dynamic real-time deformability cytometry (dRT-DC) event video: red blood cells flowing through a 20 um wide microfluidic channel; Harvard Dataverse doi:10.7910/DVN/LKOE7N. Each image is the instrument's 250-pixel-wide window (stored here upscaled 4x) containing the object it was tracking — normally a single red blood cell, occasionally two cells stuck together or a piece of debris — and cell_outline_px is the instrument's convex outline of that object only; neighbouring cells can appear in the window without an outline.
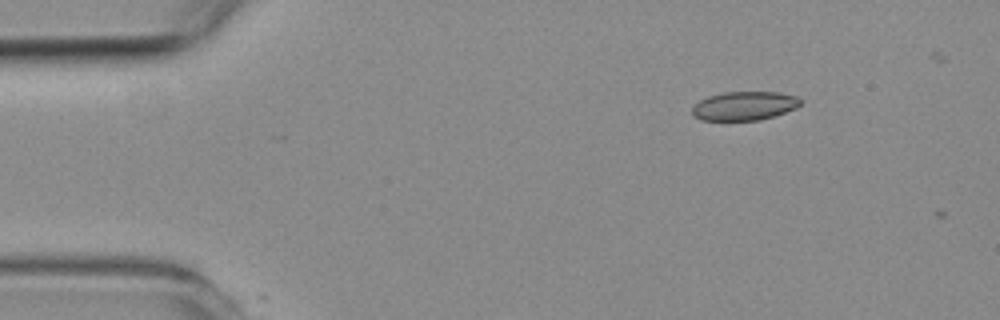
{"species": "common noctule bat (a hibernating species)", "species_latin": "Nyctalus noctula", "temperature_condition": "room temperature", "stored_images_in_passage": 2, "camera_frame_rate_fps": 3000, "um_per_image_px": 0.085, "animal": {"sex": "female", "body_mass_g": 19.3, "forearm_length_mm": 54.1}, "frame": {"image": 1, "passage_image": 1, "time_ms": 0.0, "image_size_px": [1000, 320], "cell_outline_px": [[804, 100], [796, 108], [760, 120], [700, 120], [692, 116], [692, 108], [700, 100], [708, 96], [724, 92], [780, 92], [796, 96]], "centroid_in_image_um": [63.27, 8.99], "position_along_channel_um": 21.7, "area_um2": 18.21}}